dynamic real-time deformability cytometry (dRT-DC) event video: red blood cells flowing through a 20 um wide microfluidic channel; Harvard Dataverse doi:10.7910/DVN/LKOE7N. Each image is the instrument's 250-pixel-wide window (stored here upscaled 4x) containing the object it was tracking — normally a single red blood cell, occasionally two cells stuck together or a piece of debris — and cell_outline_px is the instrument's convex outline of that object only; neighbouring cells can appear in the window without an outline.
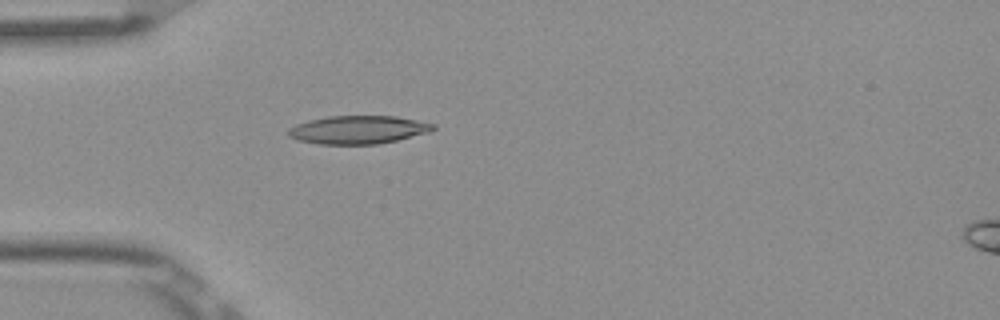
{"species": "Egyptian fruit bat (a non-hibernating species)", "species_latin": "Rousettus aegyptiacus", "temperature_condition": "room temperature", "stored_images_in_passage": 5, "camera_frame_rate_fps": 3000, "um_per_image_px": 0.085, "frame": {"image": 1, "passage_image": 5, "time_ms": 1.333, "image_size_px": [1000, 320], "cell_outline_px": [[436, 128], [432, 132], [396, 140], [376, 144], [320, 144], [300, 140], [288, 136], [288, 128], [296, 124], [308, 120], [328, 116], [396, 116], [436, 124]], "centroid_in_image_um": [30.47, 11.02], "position_along_channel_um": 54.5, "area_um2": 23.81}}